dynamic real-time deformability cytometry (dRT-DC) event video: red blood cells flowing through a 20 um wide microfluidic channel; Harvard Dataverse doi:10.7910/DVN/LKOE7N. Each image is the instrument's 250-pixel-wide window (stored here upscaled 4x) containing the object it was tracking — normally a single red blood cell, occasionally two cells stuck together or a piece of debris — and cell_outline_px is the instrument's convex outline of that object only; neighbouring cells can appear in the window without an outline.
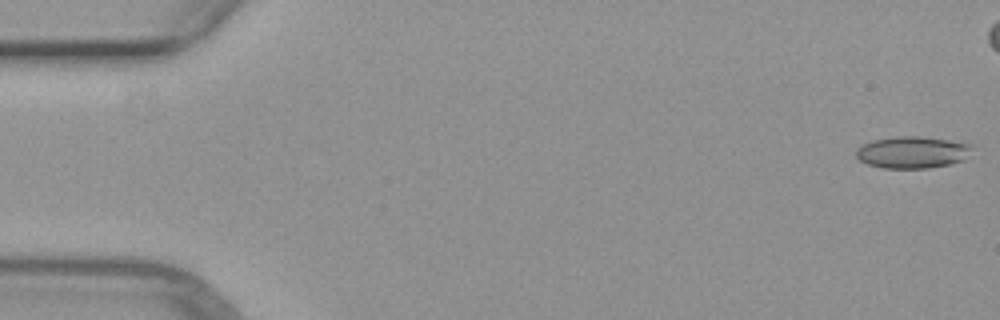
{"species": "common noctule bat (a hibernating species)", "species_latin": "Nyctalus noctula", "temperature_condition": "warm", "stored_images_in_passage": 19, "camera_frame_rate_fps": 3000, "um_per_image_px": 0.085, "animal": {"sex": "female", "body_mass_g": 29.2, "forearm_length_mm": 56.3}, "frame": {"image": 1, "passage_image": 1, "time_ms": 0.0, "image_size_px": [1000, 320], "cell_outline_px": [[972, 148], [964, 160], [952, 164], [928, 168], [880, 168], [868, 164], [860, 160], [856, 156], [856, 148], [872, 140], [900, 136], [916, 136], [948, 140], [972, 144]], "centroid_in_image_um": [77.55, 12.95], "position_along_channel_um": 7.5, "area_um2": 21.5}}